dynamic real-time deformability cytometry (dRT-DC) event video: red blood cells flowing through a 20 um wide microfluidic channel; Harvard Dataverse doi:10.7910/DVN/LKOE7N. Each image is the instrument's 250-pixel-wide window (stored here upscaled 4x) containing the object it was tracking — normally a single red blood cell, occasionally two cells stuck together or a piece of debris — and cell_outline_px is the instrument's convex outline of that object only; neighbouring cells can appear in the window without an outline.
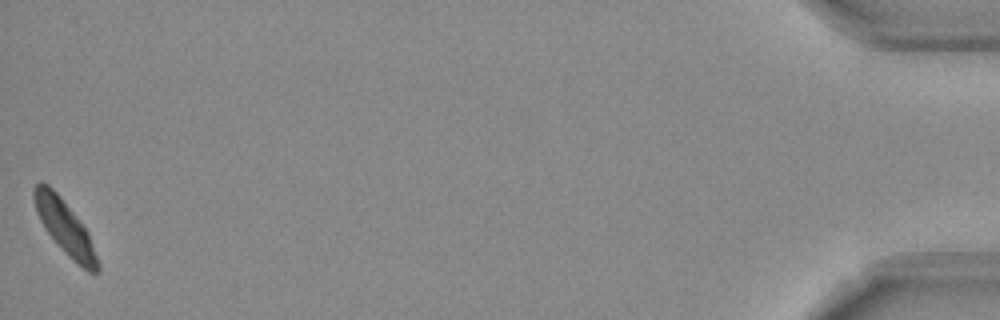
{"species": "Egyptian fruit bat (a non-hibernating species)", "species_latin": "Rousettus aegyptiacus", "temperature_condition": "room temperature", "stored_images_in_passage": 46, "camera_frame_rate_fps": 3000, "um_per_image_px": 0.085, "frame": {"image": 1, "passage_image": 46, "time_ms": 15.0, "image_size_px": [1000, 320], "cell_outline_px": [[100, 272], [88, 272], [72, 260], [64, 252], [44, 228], [36, 212], [32, 196], [32, 188], [36, 184], [48, 184], [56, 192], [88, 232], [100, 264]], "centroid_in_image_um": [5.51, 19.35], "position_along_channel_um": 429.7, "area_um2": 19.71}, "authors_computed_cell_mechanics": {"area_um2": 20.1433, "velocity_mm_per_s": 3.6745, "shape_relaxation_time_tau1_ms": 3.8194, "shape_relaxation_time_tau2_ms": 5.849, "deformation_change_tau1": 0.143, "deformation_change_tau2": 0.0657}}